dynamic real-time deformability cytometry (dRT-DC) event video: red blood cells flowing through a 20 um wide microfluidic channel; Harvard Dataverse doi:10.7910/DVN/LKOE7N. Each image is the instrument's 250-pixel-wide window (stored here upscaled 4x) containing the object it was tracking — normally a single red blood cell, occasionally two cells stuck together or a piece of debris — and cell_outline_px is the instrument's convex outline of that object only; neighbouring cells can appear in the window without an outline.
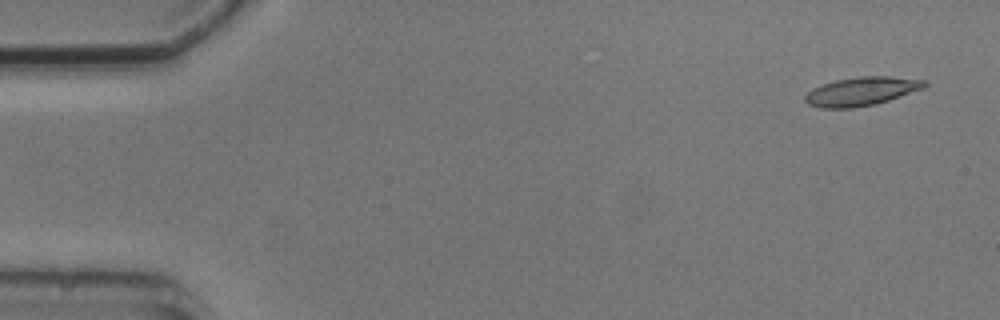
{"species": "common noctule bat (a hibernating species)", "species_latin": "Nyctalus noctula", "temperature_condition": "cold", "stored_images_in_passage": 6, "camera_frame_rate_fps": 3000, "um_per_image_px": 0.085, "animal": {"sex": "male", "body_mass_g": 20.5, "forearm_length_mm": 52.5}, "frame": {"image": 1, "passage_image": 1, "time_ms": 0.0, "image_size_px": [1000, 320], "cell_outline_px": [[928, 84], [924, 88], [876, 104], [852, 108], [820, 108], [808, 104], [804, 100], [804, 96], [812, 88], [836, 80], [860, 76], [888, 76], [928, 80]], "centroid_in_image_um": [73.23, 7.76], "position_along_channel_um": 11.8, "area_um2": 19.94}}